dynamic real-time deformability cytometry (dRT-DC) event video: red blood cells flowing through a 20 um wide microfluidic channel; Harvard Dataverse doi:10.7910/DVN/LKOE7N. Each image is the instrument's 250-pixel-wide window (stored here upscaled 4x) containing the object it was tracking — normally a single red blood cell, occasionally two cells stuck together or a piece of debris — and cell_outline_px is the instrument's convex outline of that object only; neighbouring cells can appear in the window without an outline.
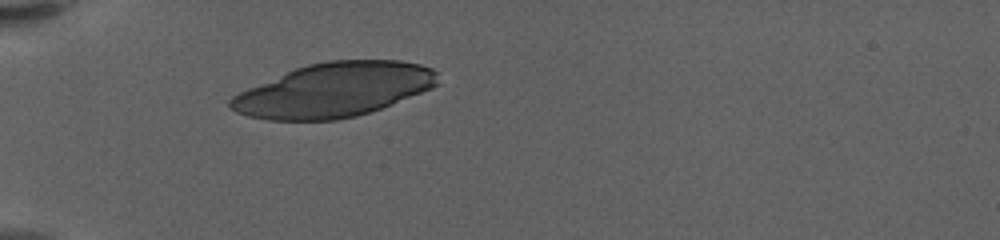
{"species": "human", "species_latin": "Homo sapiens", "temperature_condition": "warm", "stored_images_in_passage": 6, "camera_frame_rate_fps": 3000, "um_per_image_px": 0.085, "donor": {"sex": "female"}, "frame": {"image": 1, "passage_image": 1, "time_ms": 0.0, "image_size_px": [1000, 240], "cell_outline_px": [[440, 84], [432, 88], [392, 104], [356, 116], [336, 120], [268, 120], [248, 116], [236, 112], [228, 104], [228, 100], [232, 96], [248, 88], [296, 68], [308, 64], [328, 60], [400, 60], [420, 64], [432, 68], [436, 72]], "centroid_in_image_um": [28.41, 7.64], "position_along_channel_um": 56.6, "area_um2": 65.14}}